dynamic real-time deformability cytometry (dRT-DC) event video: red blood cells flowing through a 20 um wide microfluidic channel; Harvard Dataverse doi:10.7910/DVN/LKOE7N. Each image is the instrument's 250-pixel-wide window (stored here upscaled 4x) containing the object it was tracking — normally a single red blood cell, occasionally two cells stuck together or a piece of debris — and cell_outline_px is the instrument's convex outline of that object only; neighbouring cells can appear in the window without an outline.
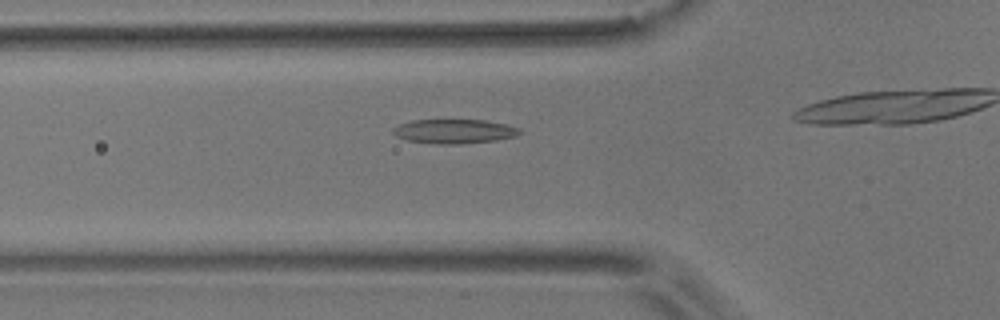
{"species": "common noctule bat (a hibernating species)", "species_latin": "Nyctalus noctula", "temperature_condition": "room temperature", "stored_images_in_passage": 26, "camera_frame_rate_fps": 3000, "um_per_image_px": 0.085, "animal": {"sex": "male", "body_mass_g": 17.9}, "frame": {"image": 1, "passage_image": 5, "time_ms": 1.333, "image_size_px": [1000, 320], "cell_outline_px": [[524, 132], [516, 136], [496, 140], [460, 144], [436, 144], [408, 140], [396, 136], [392, 132], [392, 128], [400, 124], [412, 120], [484, 120], [508, 124], [520, 128]], "centroid_in_image_um": [38.65, 11.16], "position_along_channel_um": 87.1, "area_um2": 18.03}}
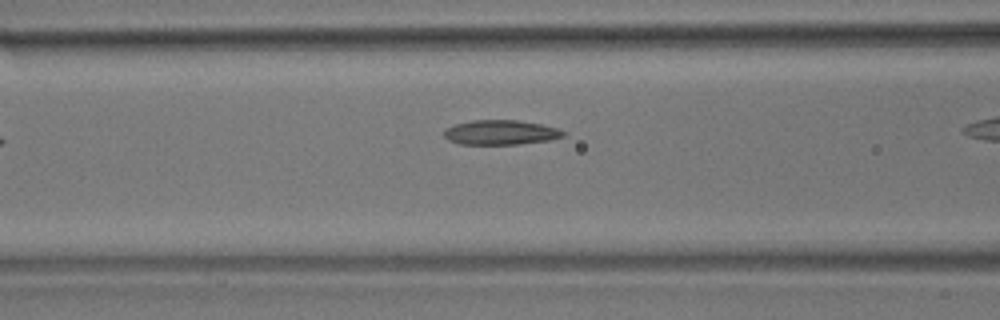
{"frame": {"image": 2, "passage_image": 8, "time_ms": 2.333, "image_size_px": [1000, 320], "cell_outline_px": [[564, 136], [548, 140], [516, 144], [460, 144], [448, 140], [444, 136], [444, 128], [456, 124], [472, 120], [516, 120], [540, 124], [556, 128], [564, 132]], "centroid_in_image_um": [42.5, 11.25], "position_along_channel_um": 124.1, "area_um2": 16.94}}
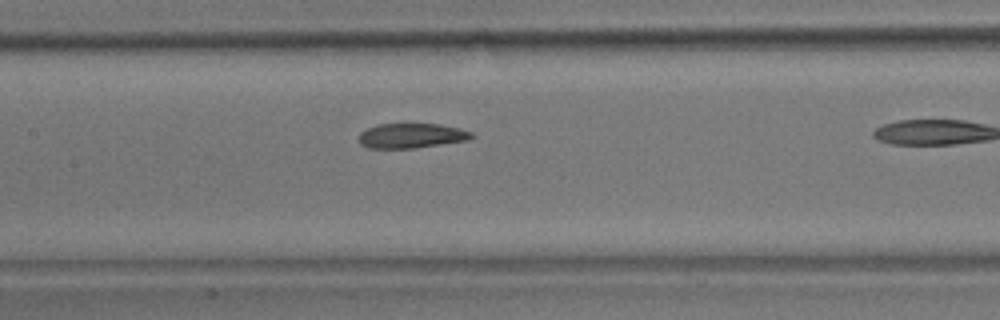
{"frame": {"image": 3, "passage_image": 12, "time_ms": 3.667, "image_size_px": [1000, 320], "cell_outline_px": [[476, 136], [468, 140], [416, 148], [368, 148], [360, 144], [360, 132], [376, 124], [440, 124], [460, 128], [472, 132]], "centroid_in_image_um": [35.0, 11.53], "position_along_channel_um": 172.4, "area_um2": 16.36}}